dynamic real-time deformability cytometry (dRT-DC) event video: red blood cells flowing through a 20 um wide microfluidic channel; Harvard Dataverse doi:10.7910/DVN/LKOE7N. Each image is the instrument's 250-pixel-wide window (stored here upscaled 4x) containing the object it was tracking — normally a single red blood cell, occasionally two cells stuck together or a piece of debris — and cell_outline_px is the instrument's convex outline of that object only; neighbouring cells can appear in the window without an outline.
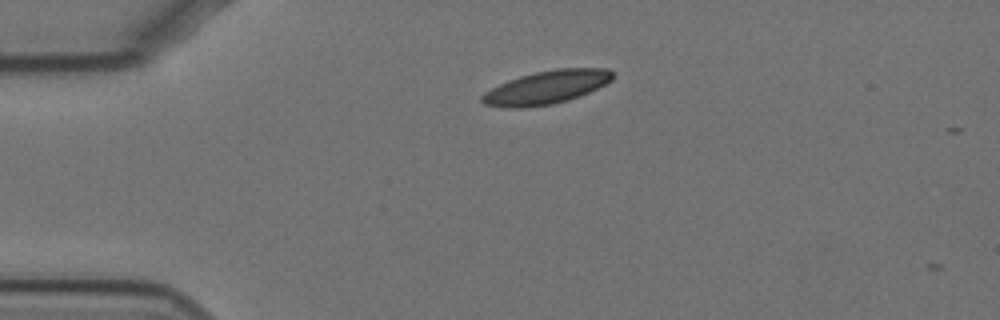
{"species": "Egyptian fruit bat (a non-hibernating species)", "species_latin": "Rousettus aegyptiacus", "temperature_condition": "cold", "stored_images_in_passage": 3, "camera_frame_rate_fps": 3000, "um_per_image_px": 0.085, "animal": {"sex": "female"}, "frame": {"image": 1, "passage_image": 2, "time_ms": 0.333, "image_size_px": [1000, 320], "cell_outline_px": [[616, 76], [612, 80], [580, 96], [568, 100], [552, 104], [524, 108], [504, 108], [484, 104], [480, 100], [480, 96], [484, 92], [508, 80], [520, 76], [536, 72], [556, 68], [608, 68]], "centroid_in_image_um": [46.43, 7.43], "position_along_channel_um": 38.6, "area_um2": 25.43}}